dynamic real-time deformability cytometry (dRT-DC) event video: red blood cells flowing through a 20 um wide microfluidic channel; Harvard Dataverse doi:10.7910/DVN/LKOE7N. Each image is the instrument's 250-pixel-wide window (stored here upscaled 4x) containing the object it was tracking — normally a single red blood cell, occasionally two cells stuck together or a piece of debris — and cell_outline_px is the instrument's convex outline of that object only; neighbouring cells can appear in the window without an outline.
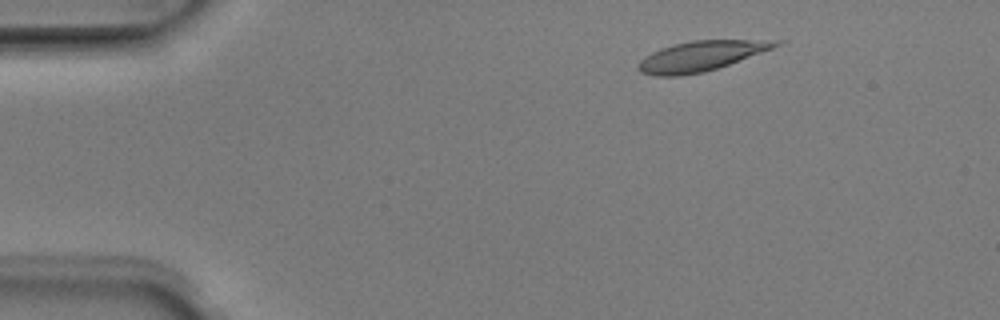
{"species": "Egyptian fruit bat (a non-hibernating species)", "species_latin": "Rousettus aegyptiacus", "temperature_condition": "room temperature", "stored_images_in_passage": 35, "camera_frame_rate_fps": 3000, "um_per_image_px": 0.085, "animal": {"sex": "male"}, "frame": {"image": 1, "passage_image": 6, "time_ms": 1.667, "image_size_px": [1000, 320], "cell_outline_px": [[788, 40], [772, 48], [728, 64], [704, 72], [680, 76], [656, 76], [640, 72], [636, 68], [636, 64], [644, 56], [652, 52], [676, 44], [692, 40]], "centroid_in_image_um": [59.53, 4.77], "position_along_channel_um": 25.5, "area_um2": 23.76}}
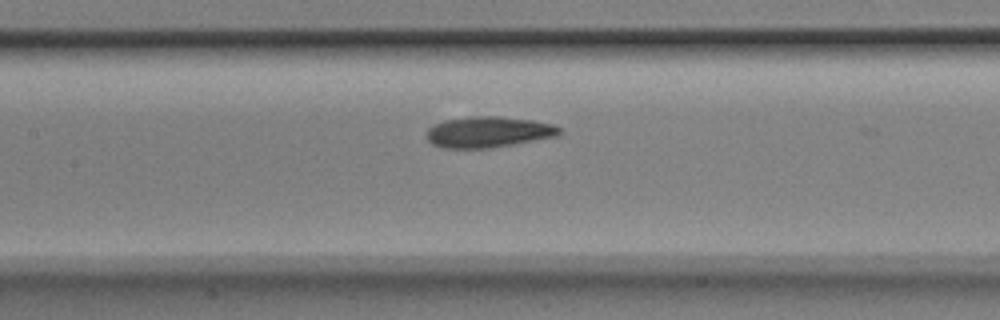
{"frame": {"image": 2, "passage_image": 22, "time_ms": 7.0, "image_size_px": [1000, 320], "cell_outline_px": [[564, 132], [560, 136], [488, 148], [444, 148], [432, 144], [428, 140], [428, 128], [444, 120], [460, 116], [496, 116], [532, 120], [552, 124], [560, 128]], "centroid_in_image_um": [41.53, 11.21], "position_along_channel_um": 165.9, "area_um2": 24.04}}
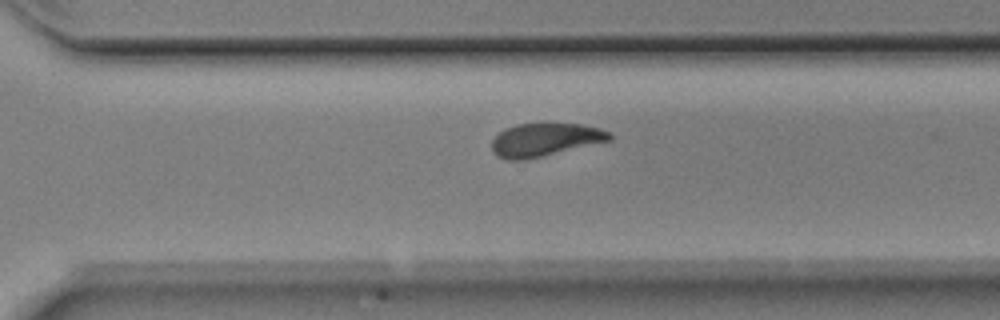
{"frame": {"image": 3, "passage_image": 34, "time_ms": 11.0, "image_size_px": [1000, 320], "cell_outline_px": [[612, 140], [524, 160], [508, 160], [496, 156], [492, 152], [492, 140], [504, 128], [516, 124], [580, 124], [600, 128], [612, 132]], "centroid_in_image_um": [46.32, 11.88], "position_along_channel_um": 324.3, "area_um2": 22.66}}